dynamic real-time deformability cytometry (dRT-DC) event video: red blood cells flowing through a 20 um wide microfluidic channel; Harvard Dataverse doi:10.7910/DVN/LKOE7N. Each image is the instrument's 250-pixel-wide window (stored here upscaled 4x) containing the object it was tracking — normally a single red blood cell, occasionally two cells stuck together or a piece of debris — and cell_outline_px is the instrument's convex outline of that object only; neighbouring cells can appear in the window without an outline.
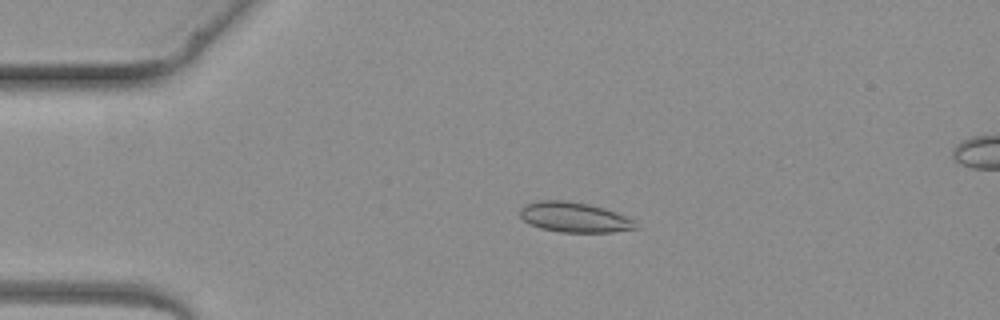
{"species": "common noctule bat (a hibernating species)", "species_latin": "Nyctalus noctula", "temperature_condition": "warm", "stored_images_in_passage": 3, "camera_frame_rate_fps": 3000, "um_per_image_px": 0.085, "animal": {"sex": "female", "body_mass_g": 19.3, "forearm_length_mm": 54.1}, "frame": {"image": 1, "passage_image": 2, "time_ms": 1.0, "image_size_px": [1000, 320], "cell_outline_px": [[640, 228], [612, 232], [560, 232], [540, 228], [528, 224], [520, 216], [520, 208], [524, 204], [536, 200], [564, 200], [588, 204], [604, 208], [616, 212], [640, 224]], "centroid_in_image_um": [48.8, 18.47], "position_along_channel_um": 36.2, "area_um2": 20.46}}